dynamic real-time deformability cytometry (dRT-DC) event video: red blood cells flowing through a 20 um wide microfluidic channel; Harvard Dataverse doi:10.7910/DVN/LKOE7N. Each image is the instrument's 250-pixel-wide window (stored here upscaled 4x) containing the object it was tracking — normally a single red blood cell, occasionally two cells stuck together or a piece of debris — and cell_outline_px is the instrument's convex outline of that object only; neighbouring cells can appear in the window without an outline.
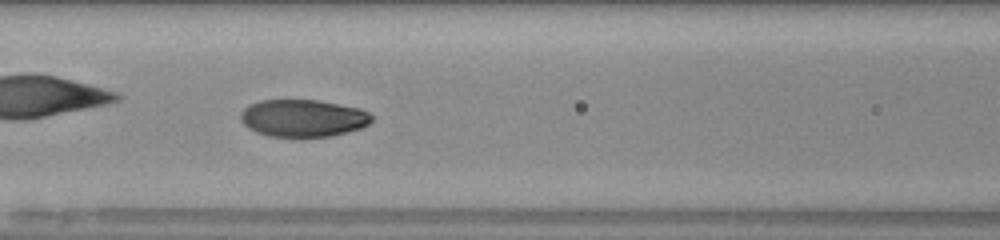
{"species": "human", "species_latin": "Homo sapiens", "temperature_condition": "room temperature", "stored_images_in_passage": 52, "camera_frame_rate_fps": 3000, "um_per_image_px": 0.085, "donor": {"sex": "male"}, "frame": {"image": 1, "passage_image": 23, "time_ms": 7.333, "image_size_px": [1000, 240], "cell_outline_px": [[372, 120], [368, 124], [360, 128], [348, 132], [332, 136], [300, 140], [268, 136], [256, 132], [248, 128], [240, 120], [240, 112], [244, 108], [260, 100], [316, 100], [360, 108], [368, 112], [372, 116]], "centroid_in_image_um": [25.74, 10.09], "position_along_channel_um": 140.9, "area_um2": 29.3}}
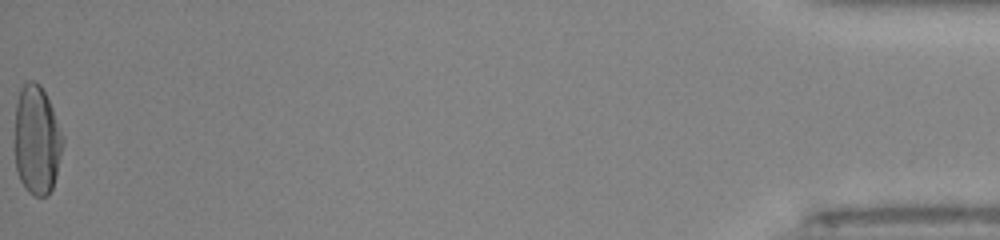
{"frame": {"image": 2, "passage_image": 52, "time_ms": 17.0, "image_size_px": [1000, 240], "cell_outline_px": [[64, 140], [56, 176], [52, 188], [48, 196], [36, 196], [28, 192], [24, 188], [16, 172], [16, 104], [20, 88], [28, 80], [32, 80], [40, 84], [52, 108]], "centroid_in_image_um": [3.13, 11.93], "position_along_channel_um": 432.1, "area_um2": 30.29}, "authors_computed_cell_mechanics": {"area_um2": 29.1601, "velocity_mm_per_s": 4.0459, "shape_relaxation_time_tau1_ms": 3.8958, "shape_relaxation_time_tau2_ms": null, "deformation_change_tau1": 0.2063, "deformation_change_tau2": null}}